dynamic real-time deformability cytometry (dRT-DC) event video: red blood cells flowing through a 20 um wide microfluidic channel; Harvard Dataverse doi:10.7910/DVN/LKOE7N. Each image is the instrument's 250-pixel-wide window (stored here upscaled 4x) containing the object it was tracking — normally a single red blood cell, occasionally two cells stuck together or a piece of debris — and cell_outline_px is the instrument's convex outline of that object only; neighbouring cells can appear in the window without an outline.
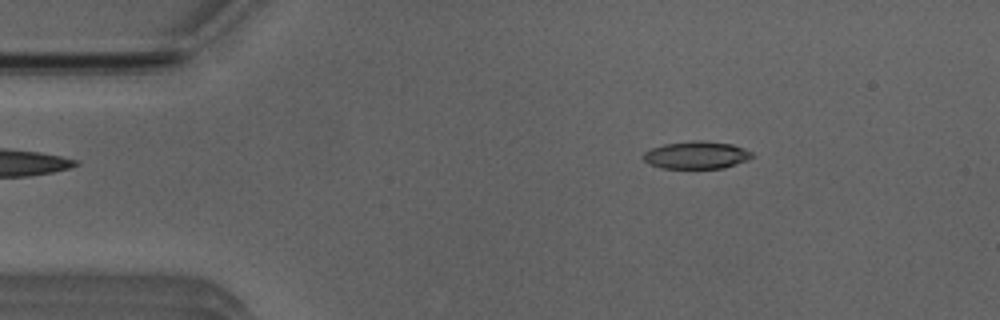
{"species": "Egyptian fruit bat (a non-hibernating species)", "species_latin": "Rousettus aegyptiacus", "temperature_condition": "room temperature", "stored_images_in_passage": 42, "camera_frame_rate_fps": 3000, "um_per_image_px": 0.085, "animal": {"sex": "male"}, "frame": {"image": 1, "passage_image": 1, "time_ms": 0.0, "image_size_px": [1000, 320], "cell_outline_px": [[756, 156], [748, 160], [724, 168], [660, 168], [648, 164], [640, 156], [644, 152], [652, 148], [664, 144], [696, 140], [704, 140], [732, 144], [744, 148], [752, 152]], "centroid_in_image_um": [59.2, 13.18], "position_along_channel_um": 25.8, "area_um2": 17.69}}
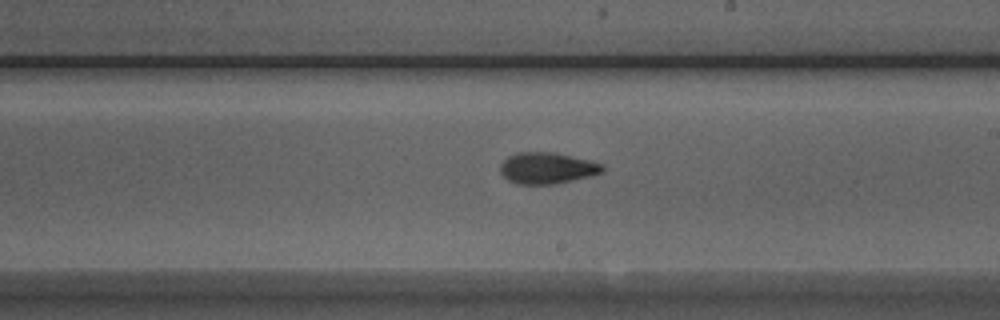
{"frame": {"image": 2, "passage_image": 22, "time_ms": 7.0, "image_size_px": [1000, 320], "cell_outline_px": [[604, 172], [592, 176], [552, 184], [516, 184], [508, 180], [500, 172], [500, 164], [508, 156], [516, 152], [552, 152], [588, 160], [604, 164]], "centroid_in_image_um": [46.5, 14.29], "position_along_channel_um": 242.5, "area_um2": 18.67}}
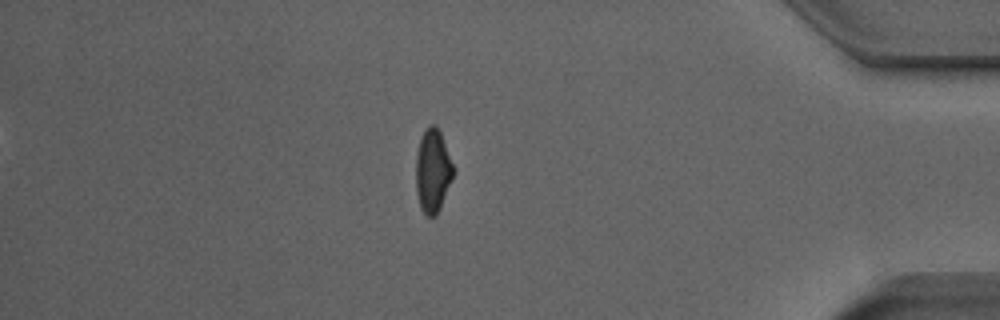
{"frame": {"image": 3, "passage_image": 37, "time_ms": 12.0, "image_size_px": [1000, 320], "cell_outline_px": [[452, 176], [440, 208], [436, 216], [424, 216], [420, 208], [416, 192], [416, 152], [424, 128], [428, 124], [436, 124], [440, 132], [452, 164]], "centroid_in_image_um": [36.73, 14.52], "position_along_channel_um": 398.5, "area_um2": 17.98}, "authors_computed_cell_mechanics": {"area_um2": 18.4382, "velocity_mm_per_s": 3.946, "shape_relaxation_time_tau1_ms": 5.6164, "shape_relaxation_time_tau2_ms": 2.3123, "deformation_change_tau1": 0.1668, "deformation_change_tau2": 0.0913}}